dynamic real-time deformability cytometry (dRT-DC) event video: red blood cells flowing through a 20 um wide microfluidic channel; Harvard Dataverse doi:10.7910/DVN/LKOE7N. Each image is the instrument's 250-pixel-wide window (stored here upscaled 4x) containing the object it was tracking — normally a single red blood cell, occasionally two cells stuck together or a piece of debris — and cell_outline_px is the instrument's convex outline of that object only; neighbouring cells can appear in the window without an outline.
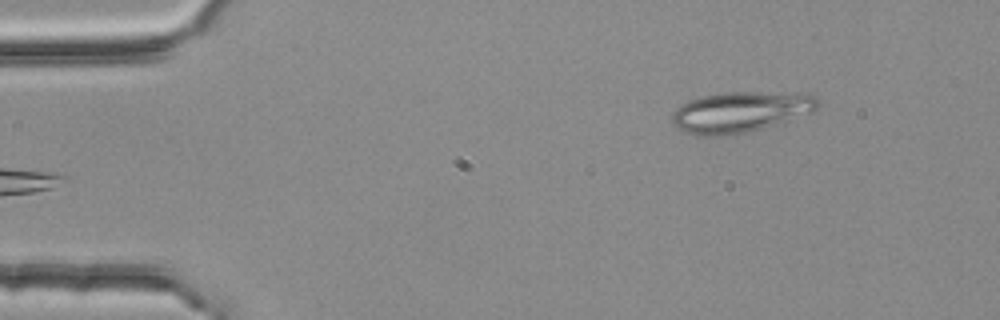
{"species": "common noctule bat (a hibernating species)", "species_latin": "Nyctalus noctula", "temperature_condition": "room temperature", "stored_images_in_passage": 4, "camera_frame_rate_fps": 3000, "um_per_image_px": 0.085, "animal": {"sex": "female", "body_mass_g": 25.1}, "frame": {"image": 1, "passage_image": 4, "time_ms": 1.0, "image_size_px": [1000, 320], "cell_outline_px": [[820, 104], [816, 112], [764, 128], [748, 132], [720, 136], [700, 136], [684, 132], [676, 128], [672, 124], [672, 112], [676, 108], [692, 100], [704, 96], [728, 92], [756, 92], [816, 96], [820, 100]], "centroid_in_image_um": [62.94, 9.55], "position_along_channel_um": 22.1, "area_um2": 34.45}}